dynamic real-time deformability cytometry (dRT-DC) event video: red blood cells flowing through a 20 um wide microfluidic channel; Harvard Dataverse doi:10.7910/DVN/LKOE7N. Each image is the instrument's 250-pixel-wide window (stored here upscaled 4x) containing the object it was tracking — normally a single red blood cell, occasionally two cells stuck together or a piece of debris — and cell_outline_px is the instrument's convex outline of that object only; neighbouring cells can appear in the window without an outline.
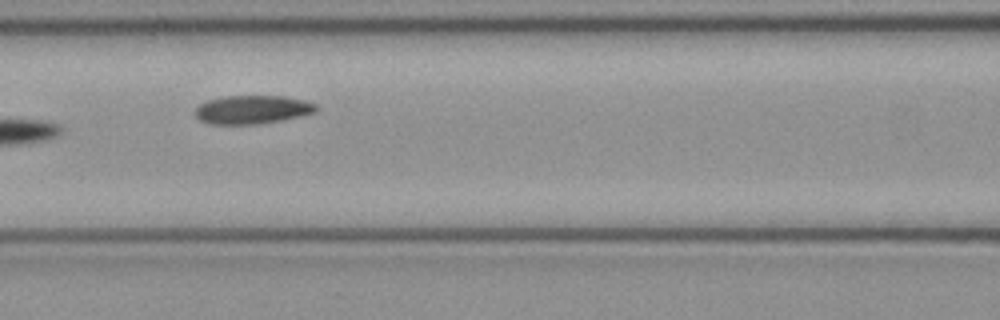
{"species": "common noctule bat (a hibernating species)", "species_latin": "Nyctalus noctula", "temperature_condition": "cold", "stored_images_in_passage": 8, "camera_frame_rate_fps": 3000, "um_per_image_px": 0.085, "animal": {"sex": "female", "body_mass_g": 21.9}, "frame": {"image": 1, "passage_image": 5, "time_ms": 1.333, "image_size_px": [1000, 320], "cell_outline_px": [[320, 108], [316, 112], [300, 116], [280, 120], [256, 124], [208, 124], [200, 120], [196, 116], [196, 108], [200, 104], [208, 100], [224, 96], [284, 96], [304, 100], [316, 104]], "centroid_in_image_um": [21.47, 9.31], "position_along_channel_um": 145.1, "area_um2": 20.06}}
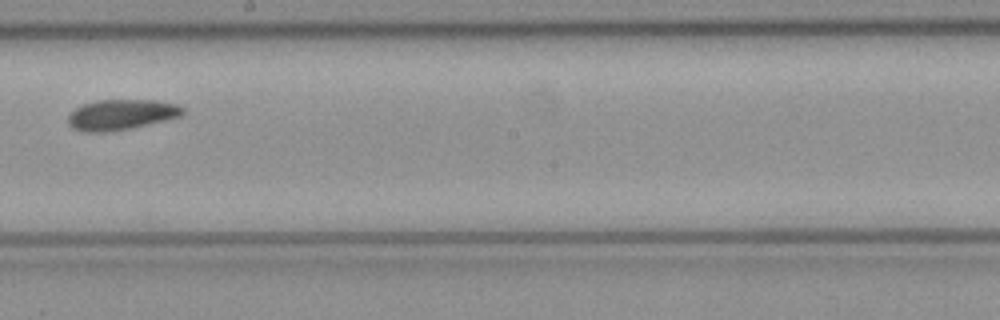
{"frame": {"image": 2, "passage_image": 7, "time_ms": 2.0, "image_size_px": [1000, 320], "cell_outline_px": [[184, 112], [180, 116], [128, 128], [104, 132], [88, 132], [72, 128], [68, 124], [68, 116], [80, 104], [96, 100], [156, 100], [176, 104], [184, 108]], "centroid_in_image_um": [10.26, 9.72], "position_along_channel_um": 237.9, "area_um2": 20.06}}
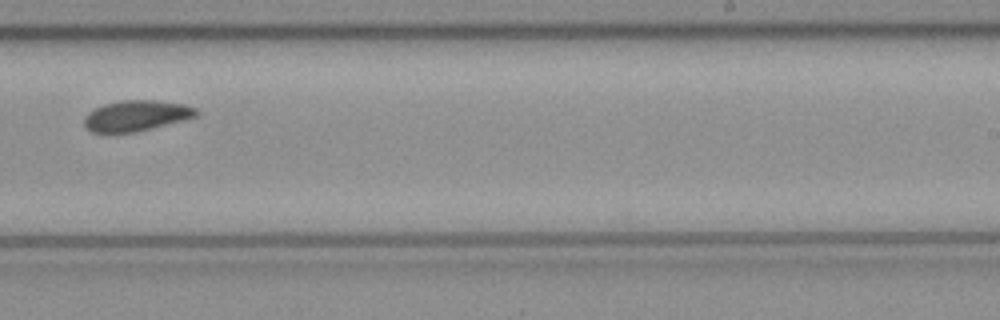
{"frame": {"image": 3, "passage_image": 8, "time_ms": 2.333, "image_size_px": [1000, 320], "cell_outline_px": [[200, 112], [196, 116], [184, 120], [132, 132], [92, 132], [84, 124], [84, 116], [88, 112], [104, 104], [120, 100], [152, 100], [184, 104], [196, 108]], "centroid_in_image_um": [11.59, 9.82], "position_along_channel_um": 277.4, "area_um2": 19.77}}